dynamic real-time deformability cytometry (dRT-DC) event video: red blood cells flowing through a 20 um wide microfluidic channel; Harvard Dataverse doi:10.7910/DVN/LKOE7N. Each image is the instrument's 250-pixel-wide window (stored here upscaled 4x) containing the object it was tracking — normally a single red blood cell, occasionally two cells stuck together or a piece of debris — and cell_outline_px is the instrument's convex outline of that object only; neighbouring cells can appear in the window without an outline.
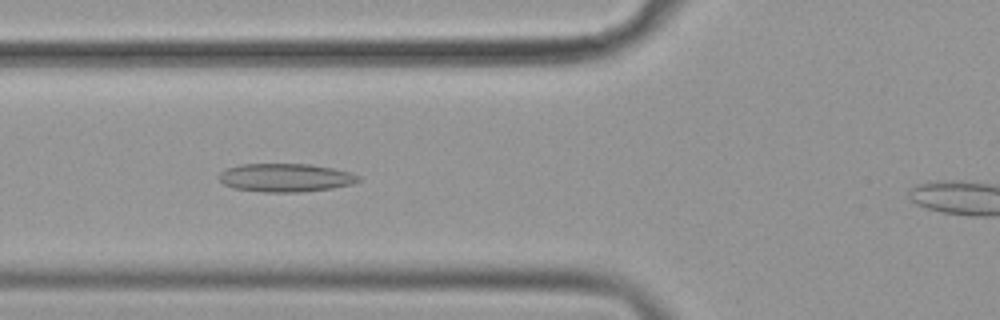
{"species": "common noctule bat (a hibernating species)", "species_latin": "Nyctalus noctula", "temperature_condition": "cold", "stored_images_in_passage": 44, "camera_frame_rate_fps": 3000, "um_per_image_px": 0.085, "animal": {"sex": "female", "body_mass_g": 19.9}, "frame": {"image": 1, "passage_image": 17, "time_ms": 5.333, "image_size_px": [1000, 320], "cell_outline_px": [[360, 180], [352, 184], [332, 188], [300, 192], [264, 192], [232, 188], [224, 184], [220, 180], [220, 172], [224, 168], [240, 164], [312, 164], [352, 172], [360, 176]], "centroid_in_image_um": [24.27, 15.09], "position_along_channel_um": 101.5, "area_um2": 23.18}}
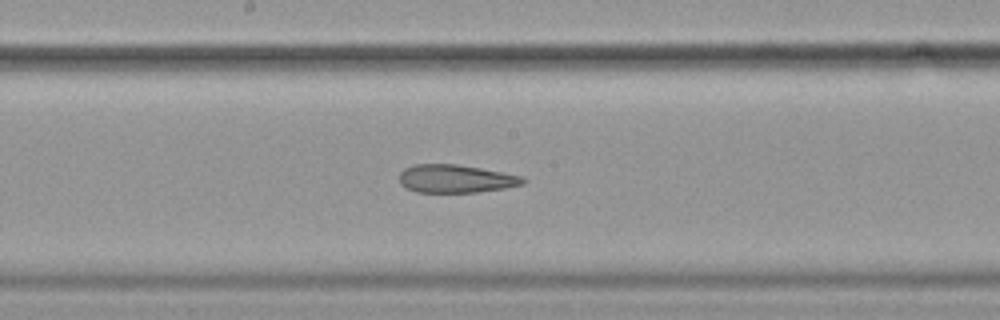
{"frame": {"image": 2, "passage_image": 26, "time_ms": 8.333, "image_size_px": [1000, 320], "cell_outline_px": [[528, 180], [524, 184], [504, 188], [476, 192], [416, 192], [400, 184], [400, 172], [404, 168], [412, 164], [456, 164], [480, 168], [520, 176]], "centroid_in_image_um": [38.71, 15.19], "position_along_channel_um": 209.5, "area_um2": 20.11}}
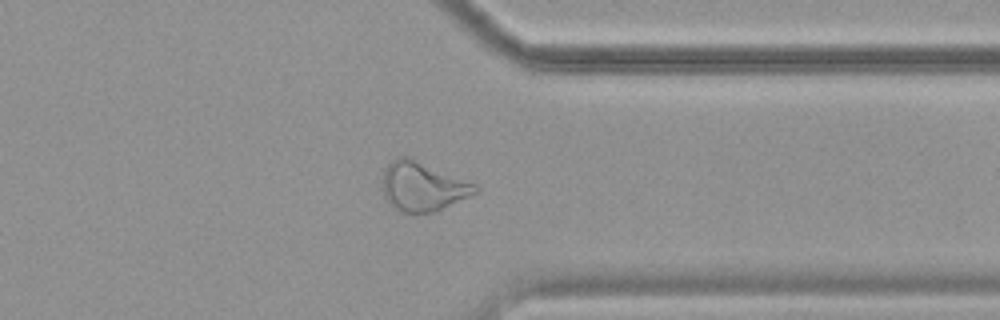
{"frame": {"image": 3, "passage_image": 40, "time_ms": 13.0, "image_size_px": [1000, 320], "cell_outline_px": [[480, 188], [476, 192], [436, 212], [400, 212], [388, 204], [384, 196], [384, 168], [392, 160], [400, 156], [408, 156], [476, 184]], "centroid_in_image_um": [35.91, 15.85], "position_along_channel_um": 375.5, "area_um2": 26.3}, "authors_computed_cell_mechanics": {"area_um2": 23.0044, "velocity_mm_per_s": 3.592, "shape_relaxation_time_tau1_ms": null, "shape_relaxation_time_tau2_ms": 4.6928, "deformation_change_tau1": null, "deformation_change_tau2": 0.1563}}